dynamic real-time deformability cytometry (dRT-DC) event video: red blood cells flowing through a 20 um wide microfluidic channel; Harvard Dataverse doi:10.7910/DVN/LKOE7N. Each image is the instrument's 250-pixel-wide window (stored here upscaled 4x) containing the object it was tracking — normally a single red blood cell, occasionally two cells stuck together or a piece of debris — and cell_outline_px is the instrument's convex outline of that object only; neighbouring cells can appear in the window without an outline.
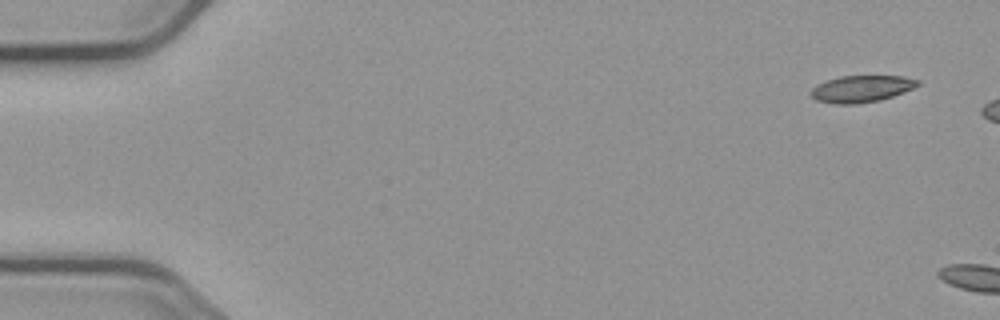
{"species": "common noctule bat (a hibernating species)", "species_latin": "Nyctalus noctula", "temperature_condition": "cold", "stored_images_in_passage": 5, "segment_of_instrument_passage": [2, 2], "camera_frame_rate_fps": 3000, "um_per_image_px": 0.085, "animal": {"sex": "male", "body_mass_g": 23.1, "forearm_length_mm": 52.7}, "frame": {"image": 1, "passage_image": 5, "time_ms": 5.0, "image_size_px": [1000, 320], "cell_outline_px": [[920, 84], [904, 92], [880, 100], [856, 104], [836, 104], [816, 100], [808, 92], [816, 84], [840, 76], [904, 76], [920, 80]], "centroid_in_image_um": [73.21, 7.55], "position_along_channel_um": 11.8, "area_um2": 16.7}}